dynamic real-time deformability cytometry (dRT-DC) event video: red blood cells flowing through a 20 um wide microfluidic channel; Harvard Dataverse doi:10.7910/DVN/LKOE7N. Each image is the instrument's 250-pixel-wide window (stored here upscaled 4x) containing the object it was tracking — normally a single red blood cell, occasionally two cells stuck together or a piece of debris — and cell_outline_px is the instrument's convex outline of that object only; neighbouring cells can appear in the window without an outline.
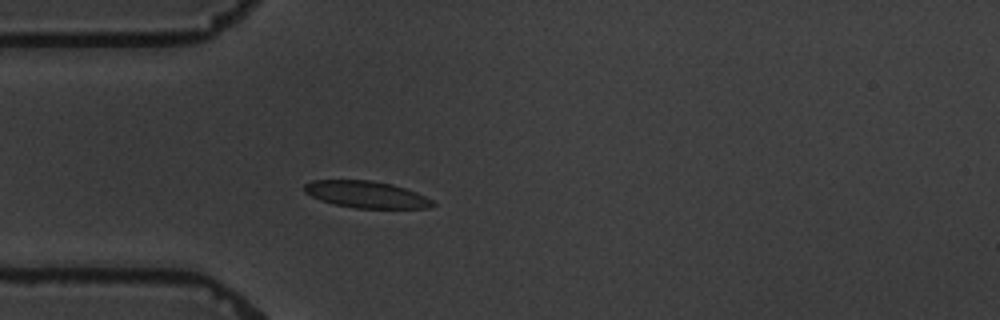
{"species": "common noctule bat (a hibernating species)", "species_latin": "Nyctalus noctula", "temperature_condition": "warm", "stored_images_in_passage": 1, "camera_frame_rate_fps": 3000, "um_per_image_px": 0.085, "animal": {"sex": "male", "body_mass_g": 19.5, "forearm_length_mm": 54.6}, "frame": {"image": 1, "passage_image": 1, "time_ms": 0.0, "image_size_px": [1000, 320], "cell_outline_px": [[436, 204], [428, 208], [356, 208], [336, 204], [320, 200], [304, 192], [304, 184], [312, 180], [368, 180], [392, 184], [416, 192], [432, 200]], "centroid_in_image_um": [31.12, 16.53], "position_along_channel_um": 53.9, "area_um2": 19.88}}